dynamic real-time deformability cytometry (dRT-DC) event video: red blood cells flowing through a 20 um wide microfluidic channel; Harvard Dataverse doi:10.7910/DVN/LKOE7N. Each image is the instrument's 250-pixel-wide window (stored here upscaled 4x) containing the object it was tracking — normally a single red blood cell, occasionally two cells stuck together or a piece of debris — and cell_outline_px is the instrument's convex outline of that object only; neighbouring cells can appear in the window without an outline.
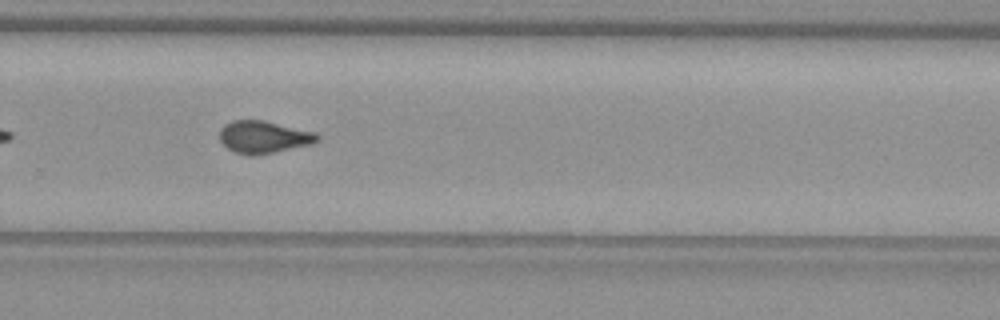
{"species": "common noctule bat (a hibernating species)", "species_latin": "Nyctalus noctula", "temperature_condition": "warm", "stored_images_in_passage": 35, "camera_frame_rate_fps": 3000, "um_per_image_px": 0.085, "animal": {"sex": "female", "body_mass_g": 29.2, "forearm_length_mm": 56.3}, "frame": {"image": 1, "passage_image": 20, "time_ms": 6.333, "image_size_px": [1000, 320], "cell_outline_px": [[320, 140], [312, 144], [256, 156], [248, 156], [236, 152], [228, 148], [220, 140], [220, 128], [224, 124], [232, 120], [264, 120], [316, 132], [320, 136]], "centroid_in_image_um": [22.43, 11.65], "position_along_channel_um": 307.4, "area_um2": 18.61}, "authors_computed_cell_mechanics": {"area_um2": 18.4382, "velocity_mm_per_s": 4.0249, "shape_relaxation_time_tau1_ms": null, "shape_relaxation_time_tau2_ms": 0.8563, "deformation_change_tau1": null, "deformation_change_tau2": 0.0654}}